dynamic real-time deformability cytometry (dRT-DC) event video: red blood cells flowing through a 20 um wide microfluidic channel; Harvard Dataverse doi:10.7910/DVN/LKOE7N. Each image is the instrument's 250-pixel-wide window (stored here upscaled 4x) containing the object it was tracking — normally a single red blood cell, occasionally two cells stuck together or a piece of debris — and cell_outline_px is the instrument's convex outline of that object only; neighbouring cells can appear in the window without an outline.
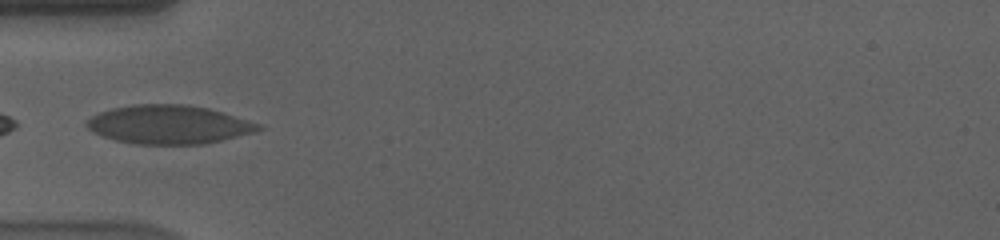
{"species": "human", "species_latin": "Homo sapiens", "temperature_condition": "cold", "stored_images_in_passage": 39, "camera_frame_rate_fps": 3000, "um_per_image_px": 0.085, "donor": {"sex": "male"}, "frame": {"image": 1, "passage_image": 1, "time_ms": 0.0, "image_size_px": [1000, 240], "cell_outline_px": [[264, 128], [256, 132], [204, 144], [132, 144], [100, 136], [92, 132], [84, 124], [92, 116], [100, 112], [112, 108], [132, 104], [188, 104], [208, 108], [264, 124]], "centroid_in_image_um": [14.37, 10.58], "position_along_channel_um": 70.6, "area_um2": 39.07}}
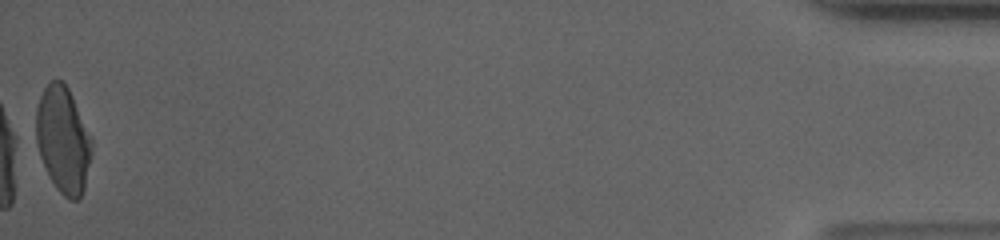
{"frame": {"image": 2, "passage_image": 39, "time_ms": 12.667, "image_size_px": [1000, 240], "cell_outline_px": [[92, 152], [84, 188], [80, 196], [76, 200], [68, 200], [56, 188], [48, 176], [28, 136], [36, 108], [40, 96], [44, 88], [52, 80], [60, 80], [68, 88], [92, 136]], "centroid_in_image_um": [5.25, 11.88], "position_along_channel_um": 429.9, "area_um2": 36.13}, "authors_computed_cell_mechanics": {"area_um2": 37.3966, "velocity_mm_per_s": 3.5828, "shape_relaxation_time_tau1_ms": 6.1619, "shape_relaxation_time_tau2_ms": null, "deformation_change_tau1": 0.1734, "deformation_change_tau2": null}}